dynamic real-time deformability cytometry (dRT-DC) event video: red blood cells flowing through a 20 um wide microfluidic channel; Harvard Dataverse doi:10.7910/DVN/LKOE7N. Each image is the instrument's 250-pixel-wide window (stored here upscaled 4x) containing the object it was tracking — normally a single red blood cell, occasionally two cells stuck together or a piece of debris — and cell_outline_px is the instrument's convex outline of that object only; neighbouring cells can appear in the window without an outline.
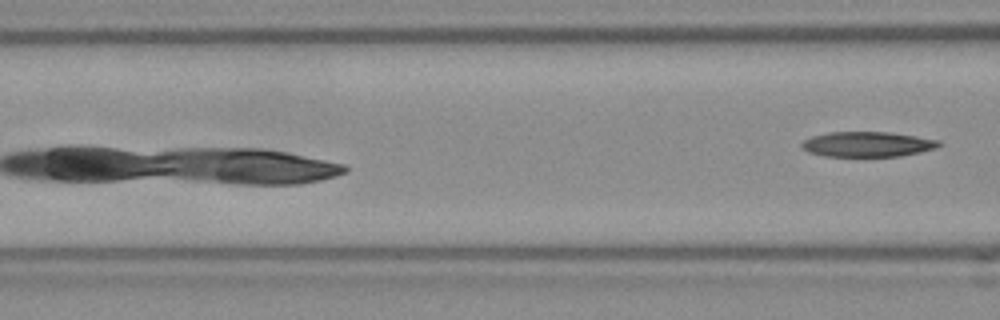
{"species": "Egyptian fruit bat (a non-hibernating species)", "species_latin": "Rousettus aegyptiacus", "temperature_condition": "room temperature", "stored_images_in_passage": 16, "camera_frame_rate_fps": 3000, "um_per_image_px": 0.085, "frame": {"image": 1, "passage_image": 16, "time_ms": 5.0, "image_size_px": [1000, 320], "cell_outline_px": [[940, 144], [936, 148], [920, 152], [900, 156], [824, 156], [808, 152], [800, 144], [804, 140], [812, 136], [828, 132], [888, 132], [916, 136], [940, 140]], "centroid_in_image_um": [73.73, 12.26], "position_along_channel_um": 92.9, "area_um2": 20.0}}